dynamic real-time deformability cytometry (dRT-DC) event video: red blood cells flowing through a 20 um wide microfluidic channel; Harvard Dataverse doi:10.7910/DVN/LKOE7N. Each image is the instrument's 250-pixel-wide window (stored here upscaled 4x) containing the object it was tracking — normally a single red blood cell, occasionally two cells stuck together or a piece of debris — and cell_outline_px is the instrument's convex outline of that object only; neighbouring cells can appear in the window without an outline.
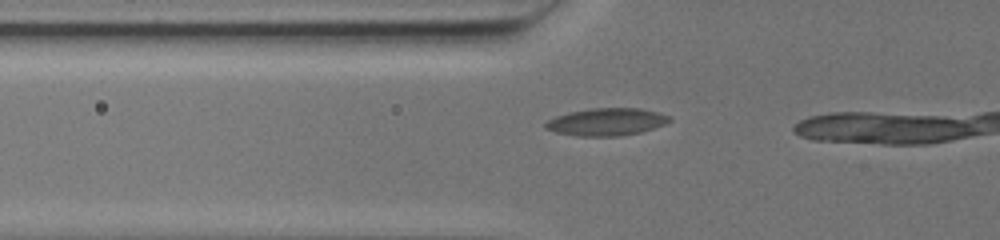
{"species": "common noctule bat (a hibernating species)", "species_latin": "Nyctalus noctula", "temperature_condition": "warm", "stored_images_in_passage": 11, "camera_frame_rate_fps": 3000, "um_per_image_px": 0.085, "animal": {"sex": "female", "body_mass_g": 19.5, "forearm_length_mm": 54.1}, "frame": {"image": 1, "passage_image": 4, "time_ms": 1.0, "image_size_px": [1000, 240], "cell_outline_px": [[672, 120], [664, 124], [640, 132], [616, 136], [576, 136], [556, 132], [544, 128], [544, 124], [548, 120], [556, 116], [572, 112], [592, 108], [640, 108], [656, 112], [668, 116]], "centroid_in_image_um": [51.52, 10.36], "position_along_channel_um": 74.3, "area_um2": 19.54}}
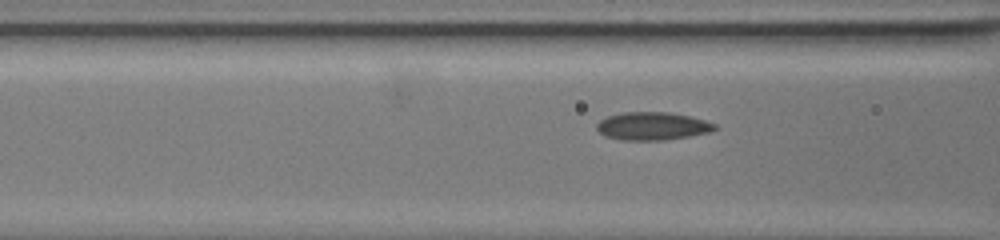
{"frame": {"image": 2, "passage_image": 8, "time_ms": 2.333, "image_size_px": [1000, 240], "cell_outline_px": [[716, 128], [708, 132], [688, 136], [660, 140], [624, 140], [604, 136], [596, 128], [596, 124], [600, 120], [608, 116], [620, 112], [668, 112], [688, 116], [704, 120], [716, 124]], "centroid_in_image_um": [55.4, 10.71], "position_along_channel_um": 111.2, "area_um2": 19.02}}